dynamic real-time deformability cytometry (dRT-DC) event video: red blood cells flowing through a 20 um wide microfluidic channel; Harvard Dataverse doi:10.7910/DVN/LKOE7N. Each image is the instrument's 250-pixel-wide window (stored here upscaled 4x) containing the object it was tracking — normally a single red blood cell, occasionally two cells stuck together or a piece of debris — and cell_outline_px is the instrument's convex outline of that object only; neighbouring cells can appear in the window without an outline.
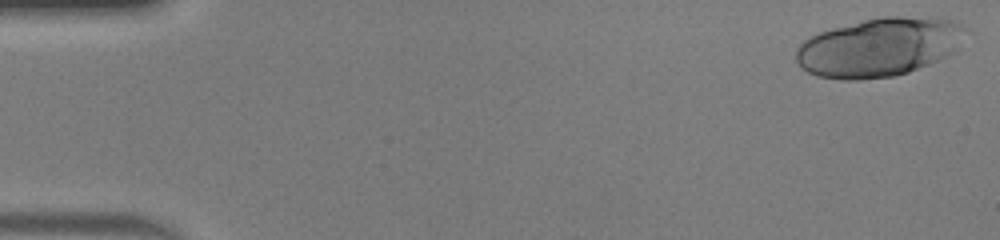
{"species": "human", "species_latin": "Homo sapiens", "temperature_condition": "warm", "stored_images_in_passage": 47, "camera_frame_rate_fps": 3000, "um_per_image_px": 0.085, "donor": {"sex": "male"}, "frame": {"image": 1, "passage_image": 1, "time_ms": 0.0, "image_size_px": [1000, 240], "cell_outline_px": [[964, 28], [956, 52], [928, 64], [908, 72], [896, 76], [860, 80], [840, 80], [816, 76], [808, 72], [796, 60], [796, 48], [804, 40], [820, 32], [832, 28], [880, 16], [936, 16], [952, 20], [960, 24]], "centroid_in_image_um": [74.72, 4.0], "position_along_channel_um": 10.3, "area_um2": 58.15}}
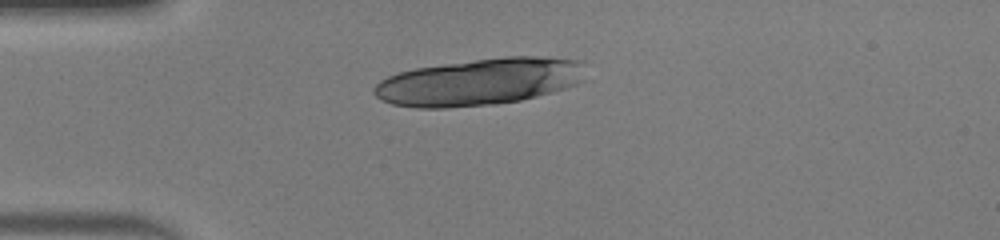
{"frame": {"image": 2, "passage_image": 12, "time_ms": 3.667, "image_size_px": [1000, 240], "cell_outline_px": [[584, 80], [576, 84], [564, 88], [536, 96], [520, 100], [496, 104], [444, 108], [416, 108], [392, 104], [380, 100], [372, 92], [372, 88], [380, 80], [388, 76], [400, 72], [416, 68], [444, 64], [504, 56], [536, 56], [584, 60]], "centroid_in_image_um": [40.75, 6.95], "position_along_channel_um": 44.3, "area_um2": 57.97}}
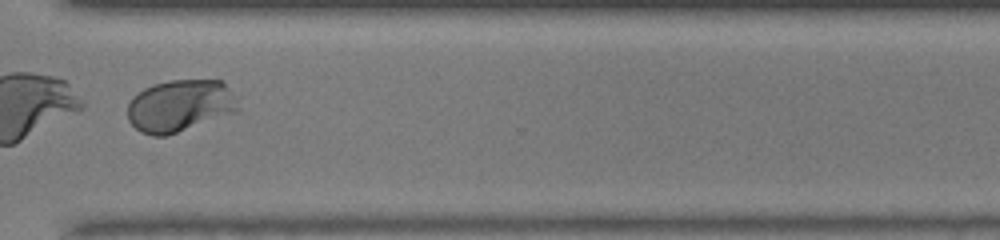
{"frame": {"image": 3, "passage_image": 36, "time_ms": 11.667, "image_size_px": [1000, 240], "cell_outline_px": [[240, 108], [232, 112], [168, 136], [152, 136], [140, 132], [128, 120], [128, 104], [132, 96], [144, 88], [152, 84], [168, 80], [224, 80]], "centroid_in_image_um": [15.24, 8.98], "position_along_channel_um": 355.4, "area_um2": 33.41}}